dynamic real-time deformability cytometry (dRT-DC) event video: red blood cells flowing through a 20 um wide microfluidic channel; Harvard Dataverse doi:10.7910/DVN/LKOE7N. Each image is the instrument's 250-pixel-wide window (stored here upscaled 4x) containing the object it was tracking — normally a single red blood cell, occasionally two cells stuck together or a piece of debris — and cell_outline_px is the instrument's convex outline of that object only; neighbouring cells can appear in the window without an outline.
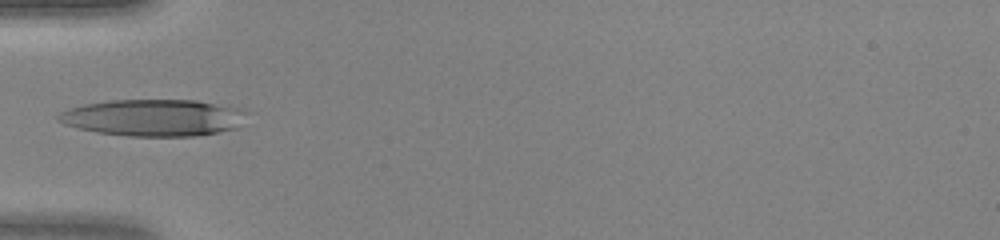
{"species": "human", "species_latin": "Homo sapiens", "temperature_condition": "warm", "stored_images_in_passage": 18, "camera_frame_rate_fps": 3000, "um_per_image_px": 0.085, "donor": {"sex": "female"}, "frame": {"image": 1, "passage_image": 1, "time_ms": 0.0, "image_size_px": [1000, 240], "cell_outline_px": [[248, 112], [236, 128], [220, 132], [196, 136], [128, 136], [96, 132], [64, 124], [56, 120], [56, 116], [60, 112], [68, 108], [84, 104], [112, 100], [196, 100], [240, 108]], "centroid_in_image_um": [13.03, 10.0], "position_along_channel_um": 72.0, "area_um2": 40.46}}
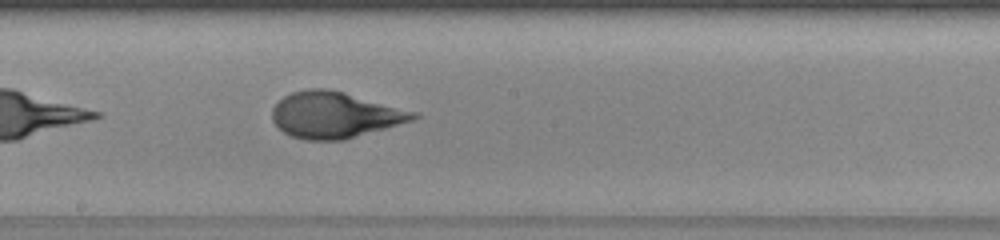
{"frame": {"image": 2, "passage_image": 11, "time_ms": 3.333, "image_size_px": [1000, 240], "cell_outline_px": [[420, 116], [412, 120], [344, 140], [304, 140], [292, 136], [284, 132], [272, 120], [272, 108], [284, 96], [292, 92], [308, 88], [328, 88], [344, 92], [420, 112]], "centroid_in_image_um": [28.47, 9.76], "position_along_channel_um": 219.7, "area_um2": 37.97}}